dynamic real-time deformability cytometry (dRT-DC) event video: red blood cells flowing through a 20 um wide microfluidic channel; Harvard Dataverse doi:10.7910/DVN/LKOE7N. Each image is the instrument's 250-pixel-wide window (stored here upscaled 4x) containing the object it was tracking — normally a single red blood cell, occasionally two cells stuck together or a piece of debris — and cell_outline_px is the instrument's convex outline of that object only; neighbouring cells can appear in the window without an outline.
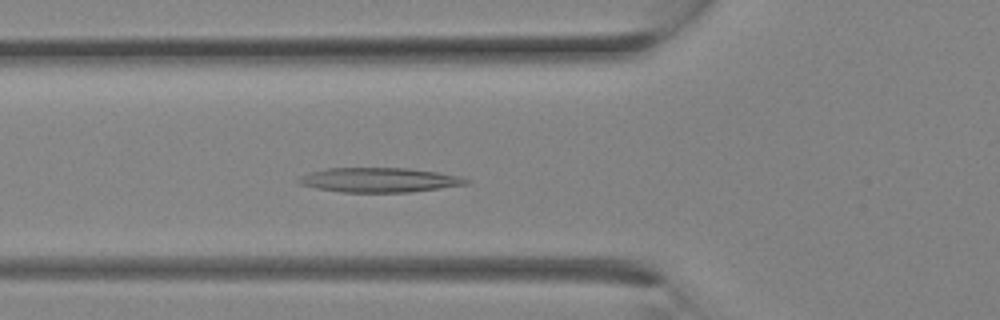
{"species": "Egyptian fruit bat (a non-hibernating species)", "species_latin": "Rousettus aegyptiacus", "temperature_condition": "room temperature", "stored_images_in_passage": 8, "camera_frame_rate_fps": 3000, "um_per_image_px": 0.085, "animal": {"sex": "female"}, "frame": {"image": 1, "passage_image": 6, "time_ms": 1.667, "image_size_px": [1000, 320], "cell_outline_px": [[472, 180], [468, 184], [440, 188], [408, 192], [340, 192], [316, 188], [300, 184], [296, 180], [300, 176], [308, 172], [328, 168], [408, 168], [436, 172], [460, 176]], "centroid_in_image_um": [32.22, 15.29], "position_along_channel_um": 93.6, "area_um2": 23.99}}
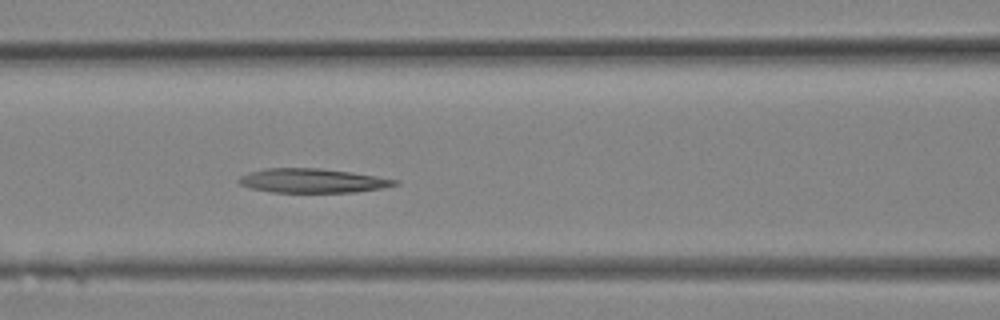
{"frame": {"image": 2, "passage_image": 8, "time_ms": 2.333, "image_size_px": [1000, 320], "cell_outline_px": [[400, 184], [380, 188], [356, 192], [272, 192], [252, 188], [240, 184], [236, 180], [240, 176], [248, 172], [264, 168], [320, 168], [352, 172], [400, 180]], "centroid_in_image_um": [26.56, 15.35], "position_along_channel_um": 140.0, "area_um2": 22.02}}